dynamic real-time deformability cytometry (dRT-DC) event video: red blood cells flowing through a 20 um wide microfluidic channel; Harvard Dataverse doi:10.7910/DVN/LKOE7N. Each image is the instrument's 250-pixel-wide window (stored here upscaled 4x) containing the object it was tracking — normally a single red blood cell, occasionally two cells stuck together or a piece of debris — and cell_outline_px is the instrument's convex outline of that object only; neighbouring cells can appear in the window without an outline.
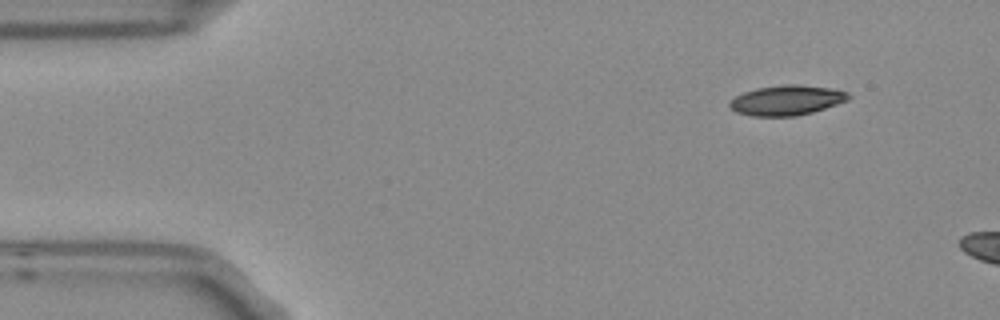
{"species": "Egyptian fruit bat (a non-hibernating species)", "species_latin": "Rousettus aegyptiacus", "temperature_condition": "room temperature", "stored_images_in_passage": 3, "camera_frame_rate_fps": 3000, "um_per_image_px": 0.085, "frame": {"image": 1, "passage_image": 1, "time_ms": 0.0, "image_size_px": [1000, 320], "cell_outline_px": [[852, 96], [848, 100], [812, 112], [796, 116], [752, 116], [736, 112], [728, 104], [736, 96], [744, 92], [756, 88], [784, 84], [796, 84], [836, 88], [848, 92]], "centroid_in_image_um": [66.91, 8.51], "position_along_channel_um": 18.1, "area_um2": 20.81}}